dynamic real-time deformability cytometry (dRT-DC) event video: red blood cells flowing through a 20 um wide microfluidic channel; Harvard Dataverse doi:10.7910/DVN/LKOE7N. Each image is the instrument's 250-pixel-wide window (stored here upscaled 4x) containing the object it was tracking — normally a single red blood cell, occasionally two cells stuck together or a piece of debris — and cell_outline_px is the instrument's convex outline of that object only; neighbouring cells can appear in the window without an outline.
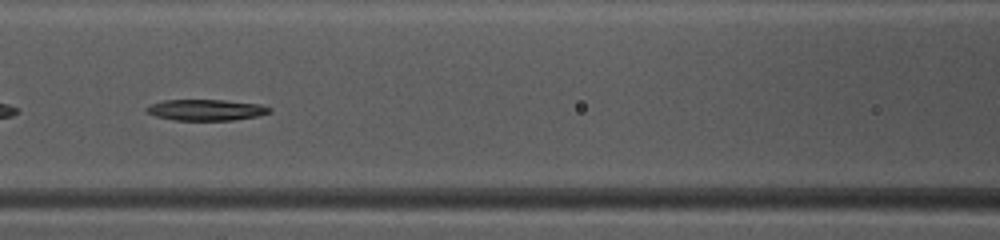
{"species": "common noctule bat (a hibernating species)", "species_latin": "Nyctalus noctula", "temperature_condition": "warm", "stored_images_in_passage": 37, "camera_frame_rate_fps": 3000, "um_per_image_px": 0.085, "animal": {"sex": "female", "body_mass_g": 10.0, "forearm_length_mm": 53.1}, "frame": {"image": 1, "passage_image": 11, "time_ms": 3.333, "image_size_px": [1000, 240], "cell_outline_px": [[272, 112], [260, 116], [232, 120], [172, 120], [156, 116], [148, 112], [144, 108], [152, 104], [164, 100], [224, 100], [260, 104], [272, 108]], "centroid_in_image_um": [17.56, 9.34], "position_along_channel_um": 149.0, "area_um2": 15.14}}
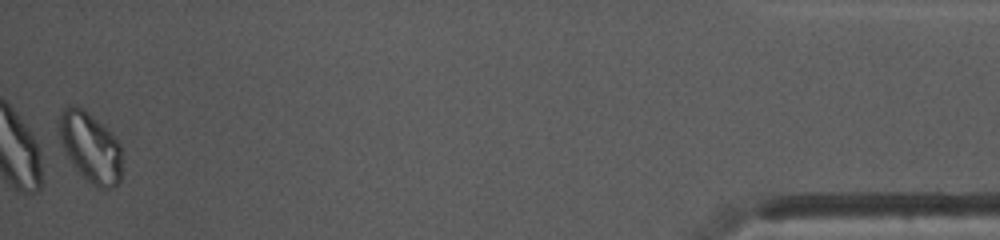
{"frame": {"image": 2, "passage_image": 37, "time_ms": 12.0, "image_size_px": [1000, 240], "cell_outline_px": [[120, 180], [112, 188], [96, 188], [76, 172], [68, 160], [60, 144], [56, 128], [56, 120], [64, 108], [68, 104], [72, 104], [88, 112], [120, 144]], "centroid_in_image_um": [7.57, 12.52], "position_along_channel_um": 427.6, "area_um2": 25.95}}